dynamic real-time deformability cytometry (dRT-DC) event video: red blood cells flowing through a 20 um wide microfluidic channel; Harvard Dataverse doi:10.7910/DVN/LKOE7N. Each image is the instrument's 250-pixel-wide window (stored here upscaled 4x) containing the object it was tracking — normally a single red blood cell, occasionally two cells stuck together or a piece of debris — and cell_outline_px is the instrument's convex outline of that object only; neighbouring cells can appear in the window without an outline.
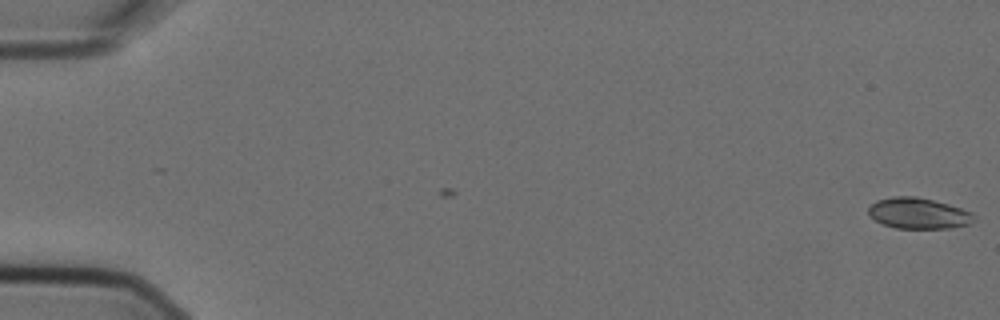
{"species": "Egyptian fruit bat (a non-hibernating species)", "species_latin": "Rousettus aegyptiacus", "temperature_condition": "cold", "stored_images_in_passage": 2, "camera_frame_rate_fps": 3000, "um_per_image_px": 0.085, "animal": {"sex": "female"}, "frame": {"image": 1, "passage_image": 2, "time_ms": 0.333, "image_size_px": [1000, 320], "cell_outline_px": [[976, 220], [968, 224], [952, 228], [896, 228], [884, 224], [868, 216], [868, 208], [876, 200], [892, 196], [916, 196], [948, 204], [972, 212], [976, 216]], "centroid_in_image_um": [78.07, 18.13], "position_along_channel_um": 6.9, "area_um2": 19.07}}